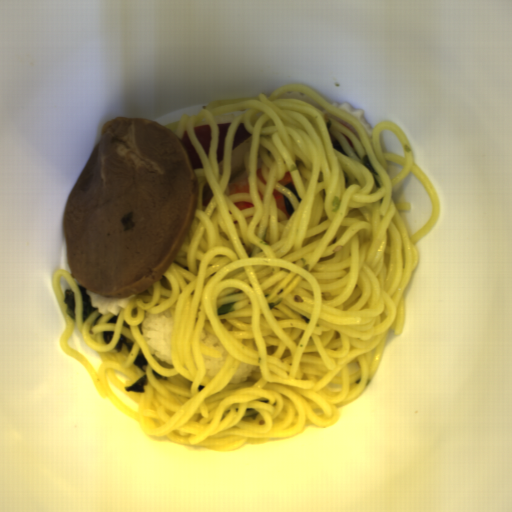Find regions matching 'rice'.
I'll return each mask as SVG.
<instances>
[{
	"instance_id": "652b925c",
	"label": "rice",
	"mask_w": 512,
	"mask_h": 512,
	"mask_svg": "<svg viewBox=\"0 0 512 512\" xmlns=\"http://www.w3.org/2000/svg\"><path fill=\"white\" fill-rule=\"evenodd\" d=\"M175 317L171 309L148 312L140 323L144 342L158 363L172 366V339Z\"/></svg>"
},
{
	"instance_id": "023b6e5f",
	"label": "rice",
	"mask_w": 512,
	"mask_h": 512,
	"mask_svg": "<svg viewBox=\"0 0 512 512\" xmlns=\"http://www.w3.org/2000/svg\"><path fill=\"white\" fill-rule=\"evenodd\" d=\"M199 340L218 354L217 358L209 357L205 353L201 355L205 376L215 378L228 363L229 353L224 344L205 329L200 332Z\"/></svg>"
},
{
	"instance_id": "8eca5e8b",
	"label": "rice",
	"mask_w": 512,
	"mask_h": 512,
	"mask_svg": "<svg viewBox=\"0 0 512 512\" xmlns=\"http://www.w3.org/2000/svg\"><path fill=\"white\" fill-rule=\"evenodd\" d=\"M258 374L259 365H248L240 362L233 374L230 384L246 385L258 378Z\"/></svg>"
}]
</instances>
